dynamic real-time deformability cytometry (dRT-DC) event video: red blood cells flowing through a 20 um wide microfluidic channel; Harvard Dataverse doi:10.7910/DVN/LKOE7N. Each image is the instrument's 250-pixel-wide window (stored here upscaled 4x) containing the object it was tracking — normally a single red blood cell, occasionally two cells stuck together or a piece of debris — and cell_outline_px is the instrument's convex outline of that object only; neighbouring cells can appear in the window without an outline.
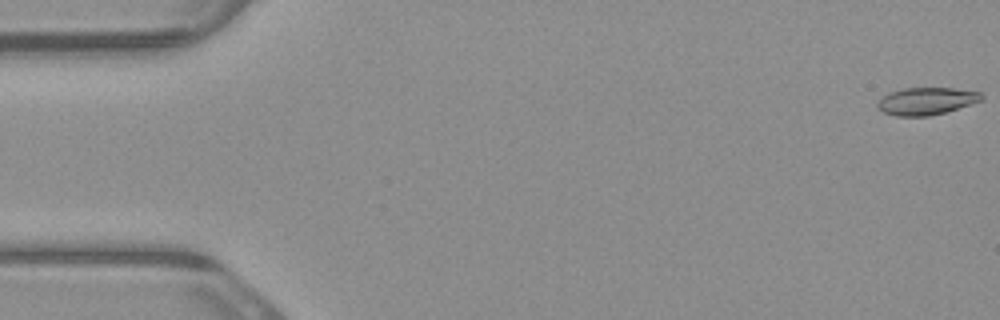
{"species": "common noctule bat (a hibernating species)", "species_latin": "Nyctalus noctula", "temperature_condition": "warm", "stored_images_in_passage": 5, "camera_frame_rate_fps": 3000, "um_per_image_px": 0.085, "animal": {"sex": "male", "body_mass_g": 23.1, "forearm_length_mm": 52.7}, "frame": {"image": 1, "passage_image": 1, "time_ms": 0.0, "image_size_px": [1000, 320], "cell_outline_px": [[984, 100], [944, 112], [928, 116], [896, 116], [884, 112], [876, 108], [876, 104], [888, 92], [904, 88], [952, 88], [980, 92], [984, 96]], "centroid_in_image_um": [78.73, 8.59], "position_along_channel_um": 6.3, "area_um2": 16.53}}
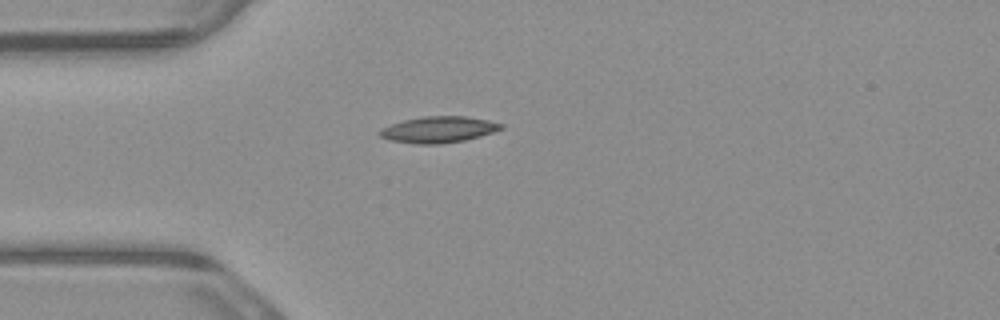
{"frame": {"image": 2, "passage_image": 4, "time_ms": 1.0, "image_size_px": [1000, 320], "cell_outline_px": [[504, 128], [480, 136], [464, 140], [440, 144], [416, 144], [388, 140], [380, 136], [376, 132], [380, 128], [404, 120], [424, 116], [464, 116], [488, 120], [504, 124]], "centroid_in_image_um": [37.24, 11.01], "position_along_channel_um": 47.8, "area_um2": 18.61}}